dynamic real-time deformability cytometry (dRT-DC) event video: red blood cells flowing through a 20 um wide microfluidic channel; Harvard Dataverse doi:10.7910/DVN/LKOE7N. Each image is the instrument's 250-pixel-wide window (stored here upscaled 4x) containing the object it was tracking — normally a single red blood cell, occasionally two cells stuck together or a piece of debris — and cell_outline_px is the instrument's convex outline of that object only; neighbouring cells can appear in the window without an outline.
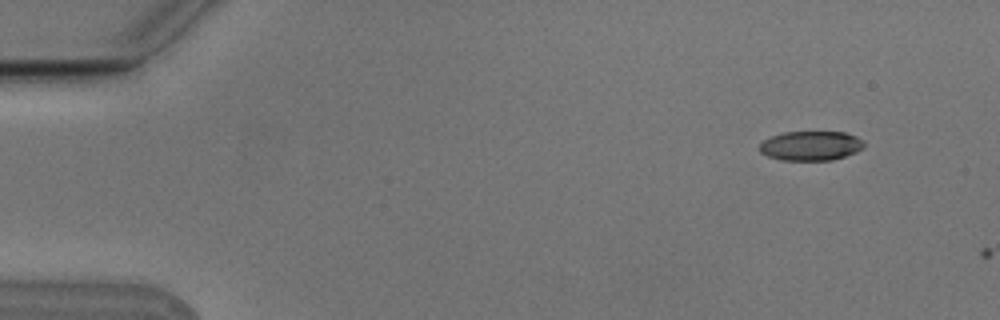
{"species": "Egyptian fruit bat (a non-hibernating species)", "species_latin": "Rousettus aegyptiacus", "temperature_condition": "cold", "stored_images_in_passage": 3, "camera_frame_rate_fps": 3000, "um_per_image_px": 0.085, "animal": {"sex": "male"}, "frame": {"image": 1, "passage_image": 2, "time_ms": 0.333, "image_size_px": [1000, 320], "cell_outline_px": [[864, 148], [856, 152], [832, 160], [780, 160], [768, 156], [760, 152], [760, 144], [764, 140], [772, 136], [784, 132], [844, 132], [856, 136], [864, 140]], "centroid_in_image_um": [68.94, 12.39], "position_along_channel_um": 16.1, "area_um2": 17.92}}